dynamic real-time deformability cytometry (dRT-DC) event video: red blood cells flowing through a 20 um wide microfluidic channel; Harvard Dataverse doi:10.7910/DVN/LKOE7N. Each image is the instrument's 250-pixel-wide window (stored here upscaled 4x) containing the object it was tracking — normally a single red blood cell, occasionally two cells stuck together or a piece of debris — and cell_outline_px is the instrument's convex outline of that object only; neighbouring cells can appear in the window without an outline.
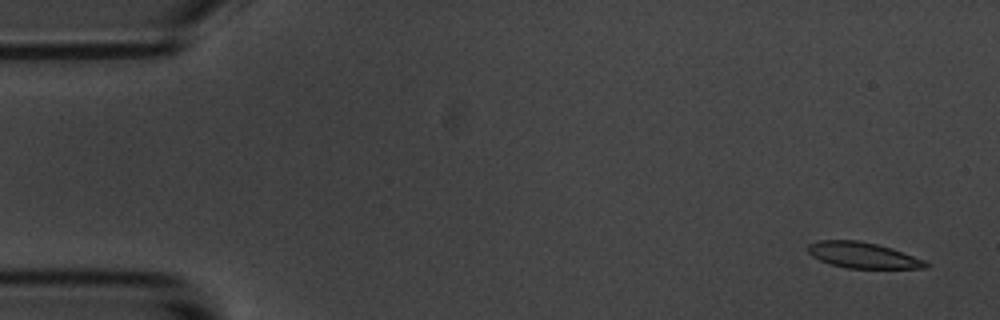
{"species": "common noctule bat (a hibernating species)", "species_latin": "Nyctalus noctula", "temperature_condition": "room temperature", "stored_images_in_passage": 6, "camera_frame_rate_fps": 3000, "um_per_image_px": 0.085, "animal": {"sex": "male", "body_mass_g": 20.1, "forearm_length_mm": 53.5}, "frame": {"image": 1, "passage_image": 1, "time_ms": 0.0, "image_size_px": [1000, 320], "cell_outline_px": [[928, 268], [848, 268], [832, 264], [820, 260], [812, 256], [808, 252], [808, 244], [820, 240], [860, 240], [892, 248], [924, 260], [928, 264]], "centroid_in_image_um": [73.33, 21.68], "position_along_channel_um": 11.7, "area_um2": 17.57}}
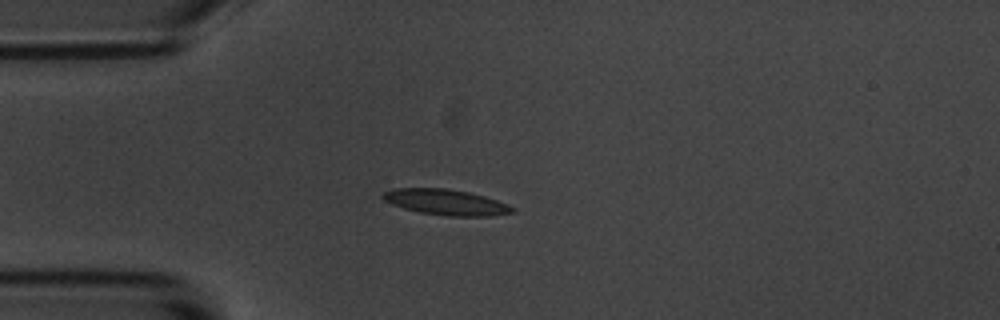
{"frame": {"image": 2, "passage_image": 4, "time_ms": 4.0, "image_size_px": [1000, 320], "cell_outline_px": [[516, 212], [492, 216], [448, 216], [420, 212], [404, 208], [392, 204], [384, 200], [380, 196], [384, 192], [392, 188], [444, 188], [468, 192], [484, 196], [508, 204], [516, 208]], "centroid_in_image_um": [37.92, 17.19], "position_along_channel_um": 47.1, "area_um2": 19.42}}